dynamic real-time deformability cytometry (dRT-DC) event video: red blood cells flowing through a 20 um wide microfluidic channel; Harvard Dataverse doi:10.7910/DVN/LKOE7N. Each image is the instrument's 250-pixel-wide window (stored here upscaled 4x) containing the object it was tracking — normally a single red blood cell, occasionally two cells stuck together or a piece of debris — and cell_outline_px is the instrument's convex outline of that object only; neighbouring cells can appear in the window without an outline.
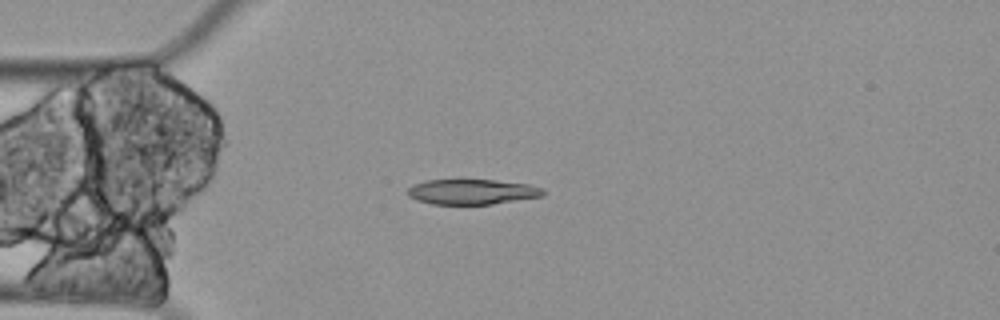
{"species": "Egyptian fruit bat (a non-hibernating species)", "species_latin": "Rousettus aegyptiacus", "temperature_condition": "cold", "stored_images_in_passage": 4, "camera_frame_rate_fps": 3000, "um_per_image_px": 0.085, "animal": {"sex": "female"}, "frame": {"image": 1, "passage_image": 4, "time_ms": 1.0, "image_size_px": [1000, 320], "cell_outline_px": [[544, 196], [492, 204], [432, 204], [416, 200], [408, 196], [408, 188], [412, 184], [428, 180], [460, 176], [496, 180], [528, 184], [544, 188]], "centroid_in_image_um": [40.09, 16.25], "position_along_channel_um": 44.9, "area_um2": 20.92}}